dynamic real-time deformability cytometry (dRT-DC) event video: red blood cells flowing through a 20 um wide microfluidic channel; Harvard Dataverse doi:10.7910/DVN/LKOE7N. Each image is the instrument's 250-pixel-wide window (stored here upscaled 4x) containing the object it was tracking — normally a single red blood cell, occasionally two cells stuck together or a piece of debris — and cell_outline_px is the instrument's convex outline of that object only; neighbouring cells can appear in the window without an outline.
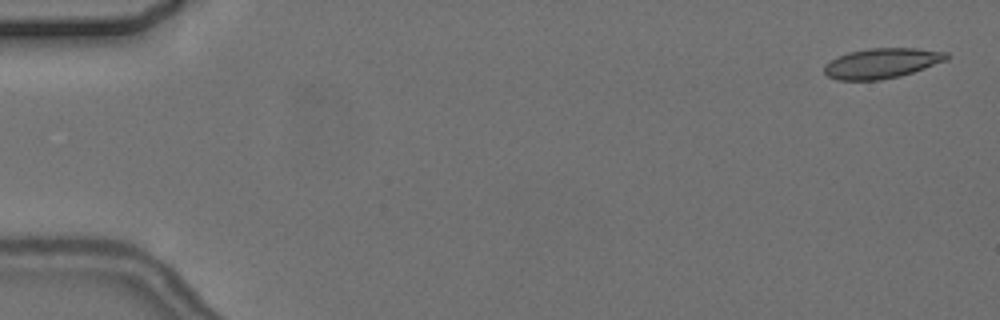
{"species": "common noctule bat (a hibernating species)", "species_latin": "Nyctalus noctula", "temperature_condition": "cold", "stored_images_in_passage": 10, "camera_frame_rate_fps": 3000, "um_per_image_px": 0.085, "animal": {"sex": "female", "body_mass_g": 24.6, "forearm_length_mm": 56.2}, "frame": {"image": 1, "passage_image": 1, "time_ms": 0.0, "image_size_px": [1000, 320], "cell_outline_px": [[952, 56], [948, 60], [900, 76], [880, 80], [836, 80], [828, 76], [824, 72], [824, 64], [848, 52], [868, 48], [916, 48], [948, 52]], "centroid_in_image_um": [74.99, 5.37], "position_along_channel_um": 10.0, "area_um2": 21.56}}
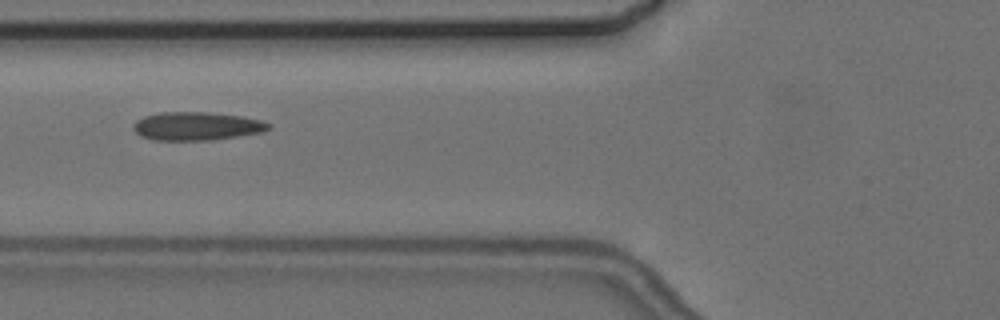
{"frame": {"image": 2, "passage_image": 6, "time_ms": 6.667, "image_size_px": [1000, 320], "cell_outline_px": [[272, 128], [264, 132], [212, 140], [156, 140], [140, 136], [132, 128], [136, 120], [144, 116], [160, 112], [208, 112], [240, 116], [260, 120], [272, 124]], "centroid_in_image_um": [16.73, 10.72], "position_along_channel_um": 109.1, "area_um2": 22.43}}